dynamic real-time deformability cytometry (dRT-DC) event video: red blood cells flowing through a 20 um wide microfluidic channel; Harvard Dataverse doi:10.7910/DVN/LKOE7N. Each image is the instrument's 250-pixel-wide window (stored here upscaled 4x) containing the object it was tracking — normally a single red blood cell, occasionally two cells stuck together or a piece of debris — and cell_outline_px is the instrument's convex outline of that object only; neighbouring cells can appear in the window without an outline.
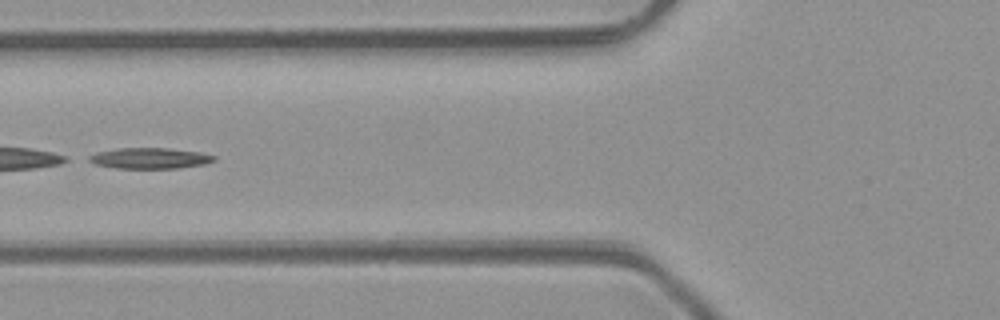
{"species": "common noctule bat (a hibernating species)", "species_latin": "Nyctalus noctula", "temperature_condition": "room temperature", "stored_images_in_passage": 5, "camera_frame_rate_fps": 3000, "um_per_image_px": 0.085, "animal": {"sex": "male", "body_mass_g": 23.1, "forearm_length_mm": 52.7}, "frame": {"image": 1, "passage_image": 3, "time_ms": 2.333, "image_size_px": [1000, 320], "cell_outline_px": [[216, 160], [204, 164], [176, 168], [116, 168], [96, 164], [88, 160], [88, 156], [96, 152], [116, 148], [168, 148], [200, 152], [216, 156]], "centroid_in_image_um": [12.73, 13.44], "position_along_channel_um": 113.1, "area_um2": 15.14}}
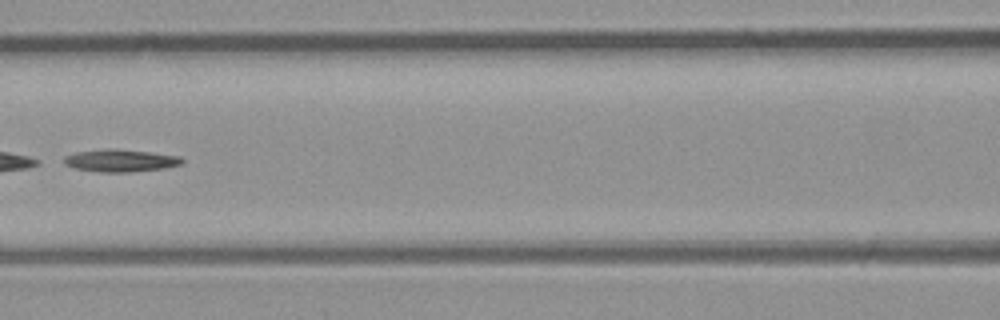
{"frame": {"image": 2, "passage_image": 4, "time_ms": 3.333, "image_size_px": [1000, 320], "cell_outline_px": [[184, 164], [164, 168], [128, 172], [100, 172], [76, 168], [64, 164], [64, 156], [76, 152], [112, 148], [148, 152], [180, 156], [184, 160]], "centroid_in_image_um": [10.26, 13.65], "position_along_channel_um": 156.3, "area_um2": 15.32}}
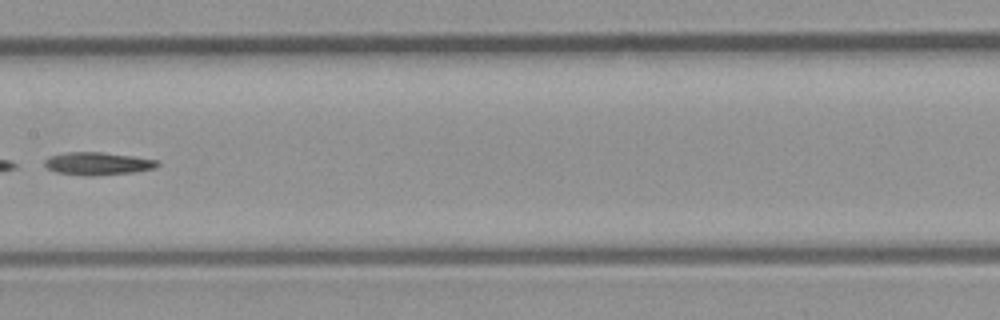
{"frame": {"image": 3, "passage_image": 5, "time_ms": 4.333, "image_size_px": [1000, 320], "cell_outline_px": [[160, 164], [156, 168], [132, 172], [92, 176], [88, 176], [56, 172], [48, 168], [44, 164], [44, 160], [48, 156], [68, 152], [100, 152], [132, 156], [156, 160]], "centroid_in_image_um": [8.28, 13.9], "position_along_channel_um": 199.1, "area_um2": 14.85}}